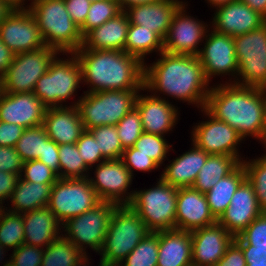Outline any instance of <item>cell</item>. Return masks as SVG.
Wrapping results in <instances>:
<instances>
[{
    "label": "cell",
    "instance_id": "40",
    "mask_svg": "<svg viewBox=\"0 0 266 266\" xmlns=\"http://www.w3.org/2000/svg\"><path fill=\"white\" fill-rule=\"evenodd\" d=\"M173 146L164 136L143 132L133 147L138 149V153H143L163 167L170 151H175Z\"/></svg>",
    "mask_w": 266,
    "mask_h": 266
},
{
    "label": "cell",
    "instance_id": "53",
    "mask_svg": "<svg viewBox=\"0 0 266 266\" xmlns=\"http://www.w3.org/2000/svg\"><path fill=\"white\" fill-rule=\"evenodd\" d=\"M214 266H246L242 248L233 240L224 256Z\"/></svg>",
    "mask_w": 266,
    "mask_h": 266
},
{
    "label": "cell",
    "instance_id": "57",
    "mask_svg": "<svg viewBox=\"0 0 266 266\" xmlns=\"http://www.w3.org/2000/svg\"><path fill=\"white\" fill-rule=\"evenodd\" d=\"M266 19V0H241Z\"/></svg>",
    "mask_w": 266,
    "mask_h": 266
},
{
    "label": "cell",
    "instance_id": "15",
    "mask_svg": "<svg viewBox=\"0 0 266 266\" xmlns=\"http://www.w3.org/2000/svg\"><path fill=\"white\" fill-rule=\"evenodd\" d=\"M204 40L198 58L207 80L211 83L212 78L220 77V83L235 84L238 75V61L233 37L209 29ZM226 76L229 77V80ZM222 77H225L226 80H222Z\"/></svg>",
    "mask_w": 266,
    "mask_h": 266
},
{
    "label": "cell",
    "instance_id": "21",
    "mask_svg": "<svg viewBox=\"0 0 266 266\" xmlns=\"http://www.w3.org/2000/svg\"><path fill=\"white\" fill-rule=\"evenodd\" d=\"M192 266H214L225 254L234 237L218 222L190 231Z\"/></svg>",
    "mask_w": 266,
    "mask_h": 266
},
{
    "label": "cell",
    "instance_id": "48",
    "mask_svg": "<svg viewBox=\"0 0 266 266\" xmlns=\"http://www.w3.org/2000/svg\"><path fill=\"white\" fill-rule=\"evenodd\" d=\"M43 253L44 248L24 243L6 256L15 266H41Z\"/></svg>",
    "mask_w": 266,
    "mask_h": 266
},
{
    "label": "cell",
    "instance_id": "61",
    "mask_svg": "<svg viewBox=\"0 0 266 266\" xmlns=\"http://www.w3.org/2000/svg\"><path fill=\"white\" fill-rule=\"evenodd\" d=\"M207 5H208V8L210 6V8H217L218 6H222V5H225L231 1H235V0H204Z\"/></svg>",
    "mask_w": 266,
    "mask_h": 266
},
{
    "label": "cell",
    "instance_id": "32",
    "mask_svg": "<svg viewBox=\"0 0 266 266\" xmlns=\"http://www.w3.org/2000/svg\"><path fill=\"white\" fill-rule=\"evenodd\" d=\"M241 162L230 155H209L192 185L202 193L208 192L220 179L232 173Z\"/></svg>",
    "mask_w": 266,
    "mask_h": 266
},
{
    "label": "cell",
    "instance_id": "36",
    "mask_svg": "<svg viewBox=\"0 0 266 266\" xmlns=\"http://www.w3.org/2000/svg\"><path fill=\"white\" fill-rule=\"evenodd\" d=\"M60 178L83 179L87 178L90 168L81 158L76 144L58 145Z\"/></svg>",
    "mask_w": 266,
    "mask_h": 266
},
{
    "label": "cell",
    "instance_id": "50",
    "mask_svg": "<svg viewBox=\"0 0 266 266\" xmlns=\"http://www.w3.org/2000/svg\"><path fill=\"white\" fill-rule=\"evenodd\" d=\"M67 12L80 28L87 17L91 0H64Z\"/></svg>",
    "mask_w": 266,
    "mask_h": 266
},
{
    "label": "cell",
    "instance_id": "10",
    "mask_svg": "<svg viewBox=\"0 0 266 266\" xmlns=\"http://www.w3.org/2000/svg\"><path fill=\"white\" fill-rule=\"evenodd\" d=\"M233 39L238 61L235 84L261 88L266 83V23Z\"/></svg>",
    "mask_w": 266,
    "mask_h": 266
},
{
    "label": "cell",
    "instance_id": "34",
    "mask_svg": "<svg viewBox=\"0 0 266 266\" xmlns=\"http://www.w3.org/2000/svg\"><path fill=\"white\" fill-rule=\"evenodd\" d=\"M88 258L62 235L44 248L41 266H81Z\"/></svg>",
    "mask_w": 266,
    "mask_h": 266
},
{
    "label": "cell",
    "instance_id": "60",
    "mask_svg": "<svg viewBox=\"0 0 266 266\" xmlns=\"http://www.w3.org/2000/svg\"><path fill=\"white\" fill-rule=\"evenodd\" d=\"M12 7L6 2L0 0V25L2 24L5 17L12 11Z\"/></svg>",
    "mask_w": 266,
    "mask_h": 266
},
{
    "label": "cell",
    "instance_id": "51",
    "mask_svg": "<svg viewBox=\"0 0 266 266\" xmlns=\"http://www.w3.org/2000/svg\"><path fill=\"white\" fill-rule=\"evenodd\" d=\"M37 160L45 163L58 175V178H60L59 151L56 142L48 138L44 142L43 155H40Z\"/></svg>",
    "mask_w": 266,
    "mask_h": 266
},
{
    "label": "cell",
    "instance_id": "19",
    "mask_svg": "<svg viewBox=\"0 0 266 266\" xmlns=\"http://www.w3.org/2000/svg\"><path fill=\"white\" fill-rule=\"evenodd\" d=\"M209 21L214 32L231 37L248 33L260 28L266 19L241 0L231 1L218 6Z\"/></svg>",
    "mask_w": 266,
    "mask_h": 266
},
{
    "label": "cell",
    "instance_id": "54",
    "mask_svg": "<svg viewBox=\"0 0 266 266\" xmlns=\"http://www.w3.org/2000/svg\"><path fill=\"white\" fill-rule=\"evenodd\" d=\"M19 178V174L0 171V204L6 205L9 201Z\"/></svg>",
    "mask_w": 266,
    "mask_h": 266
},
{
    "label": "cell",
    "instance_id": "11",
    "mask_svg": "<svg viewBox=\"0 0 266 266\" xmlns=\"http://www.w3.org/2000/svg\"><path fill=\"white\" fill-rule=\"evenodd\" d=\"M62 54L45 46L36 51L15 54V57L0 78L2 92H33L35 84L45 74L54 60Z\"/></svg>",
    "mask_w": 266,
    "mask_h": 266
},
{
    "label": "cell",
    "instance_id": "12",
    "mask_svg": "<svg viewBox=\"0 0 266 266\" xmlns=\"http://www.w3.org/2000/svg\"><path fill=\"white\" fill-rule=\"evenodd\" d=\"M100 202L88 178H58L52 186L48 208L63 224L66 220L94 208Z\"/></svg>",
    "mask_w": 266,
    "mask_h": 266
},
{
    "label": "cell",
    "instance_id": "64",
    "mask_svg": "<svg viewBox=\"0 0 266 266\" xmlns=\"http://www.w3.org/2000/svg\"><path fill=\"white\" fill-rule=\"evenodd\" d=\"M93 261L92 259H91V257H88L83 263H82V265L81 266H90V264H91V261ZM97 264H99L98 266H101V260L97 263Z\"/></svg>",
    "mask_w": 266,
    "mask_h": 266
},
{
    "label": "cell",
    "instance_id": "25",
    "mask_svg": "<svg viewBox=\"0 0 266 266\" xmlns=\"http://www.w3.org/2000/svg\"><path fill=\"white\" fill-rule=\"evenodd\" d=\"M190 149L179 154L163 168L159 177L169 185L176 188L192 187L200 169L204 166L209 154L191 142Z\"/></svg>",
    "mask_w": 266,
    "mask_h": 266
},
{
    "label": "cell",
    "instance_id": "43",
    "mask_svg": "<svg viewBox=\"0 0 266 266\" xmlns=\"http://www.w3.org/2000/svg\"><path fill=\"white\" fill-rule=\"evenodd\" d=\"M115 126L123 149L133 147L143 133L141 116L136 107L129 111Z\"/></svg>",
    "mask_w": 266,
    "mask_h": 266
},
{
    "label": "cell",
    "instance_id": "1",
    "mask_svg": "<svg viewBox=\"0 0 266 266\" xmlns=\"http://www.w3.org/2000/svg\"><path fill=\"white\" fill-rule=\"evenodd\" d=\"M157 57L144 64V87L164 100H180L198 110L204 109L212 85L198 56L163 51Z\"/></svg>",
    "mask_w": 266,
    "mask_h": 266
},
{
    "label": "cell",
    "instance_id": "6",
    "mask_svg": "<svg viewBox=\"0 0 266 266\" xmlns=\"http://www.w3.org/2000/svg\"><path fill=\"white\" fill-rule=\"evenodd\" d=\"M150 231L139 215L129 206L114 209L101 251L100 260L119 265Z\"/></svg>",
    "mask_w": 266,
    "mask_h": 266
},
{
    "label": "cell",
    "instance_id": "2",
    "mask_svg": "<svg viewBox=\"0 0 266 266\" xmlns=\"http://www.w3.org/2000/svg\"><path fill=\"white\" fill-rule=\"evenodd\" d=\"M213 84L204 109L235 129L244 141L254 138L259 142L265 125L266 92L234 83Z\"/></svg>",
    "mask_w": 266,
    "mask_h": 266
},
{
    "label": "cell",
    "instance_id": "20",
    "mask_svg": "<svg viewBox=\"0 0 266 266\" xmlns=\"http://www.w3.org/2000/svg\"><path fill=\"white\" fill-rule=\"evenodd\" d=\"M46 107L33 92L0 94V121L23 128L44 124Z\"/></svg>",
    "mask_w": 266,
    "mask_h": 266
},
{
    "label": "cell",
    "instance_id": "41",
    "mask_svg": "<svg viewBox=\"0 0 266 266\" xmlns=\"http://www.w3.org/2000/svg\"><path fill=\"white\" fill-rule=\"evenodd\" d=\"M117 0H101L92 1L86 20L80 27L82 36L84 37L90 30L101 26L108 20L115 18L122 12Z\"/></svg>",
    "mask_w": 266,
    "mask_h": 266
},
{
    "label": "cell",
    "instance_id": "16",
    "mask_svg": "<svg viewBox=\"0 0 266 266\" xmlns=\"http://www.w3.org/2000/svg\"><path fill=\"white\" fill-rule=\"evenodd\" d=\"M188 1L174 14L166 36L163 39L164 51L170 54L198 56L210 24L199 20L188 12ZM188 6V7H187ZM200 46V47H199Z\"/></svg>",
    "mask_w": 266,
    "mask_h": 266
},
{
    "label": "cell",
    "instance_id": "52",
    "mask_svg": "<svg viewBox=\"0 0 266 266\" xmlns=\"http://www.w3.org/2000/svg\"><path fill=\"white\" fill-rule=\"evenodd\" d=\"M25 128L0 121V146L15 147Z\"/></svg>",
    "mask_w": 266,
    "mask_h": 266
},
{
    "label": "cell",
    "instance_id": "58",
    "mask_svg": "<svg viewBox=\"0 0 266 266\" xmlns=\"http://www.w3.org/2000/svg\"><path fill=\"white\" fill-rule=\"evenodd\" d=\"M157 1L159 0H117L122 10H124L125 8L131 5L147 4V3L157 2Z\"/></svg>",
    "mask_w": 266,
    "mask_h": 266
},
{
    "label": "cell",
    "instance_id": "14",
    "mask_svg": "<svg viewBox=\"0 0 266 266\" xmlns=\"http://www.w3.org/2000/svg\"><path fill=\"white\" fill-rule=\"evenodd\" d=\"M87 178L101 201L115 203L118 206L130 204L134 195L131 187L135 177L122 159L99 163L90 168Z\"/></svg>",
    "mask_w": 266,
    "mask_h": 266
},
{
    "label": "cell",
    "instance_id": "66",
    "mask_svg": "<svg viewBox=\"0 0 266 266\" xmlns=\"http://www.w3.org/2000/svg\"><path fill=\"white\" fill-rule=\"evenodd\" d=\"M261 88L266 92V83Z\"/></svg>",
    "mask_w": 266,
    "mask_h": 266
},
{
    "label": "cell",
    "instance_id": "23",
    "mask_svg": "<svg viewBox=\"0 0 266 266\" xmlns=\"http://www.w3.org/2000/svg\"><path fill=\"white\" fill-rule=\"evenodd\" d=\"M216 222L204 193L193 187L178 188L175 229L192 231Z\"/></svg>",
    "mask_w": 266,
    "mask_h": 266
},
{
    "label": "cell",
    "instance_id": "24",
    "mask_svg": "<svg viewBox=\"0 0 266 266\" xmlns=\"http://www.w3.org/2000/svg\"><path fill=\"white\" fill-rule=\"evenodd\" d=\"M184 2L185 0H159L153 3L131 5L123 11L127 14L129 23L153 30L164 39L174 14Z\"/></svg>",
    "mask_w": 266,
    "mask_h": 266
},
{
    "label": "cell",
    "instance_id": "7",
    "mask_svg": "<svg viewBox=\"0 0 266 266\" xmlns=\"http://www.w3.org/2000/svg\"><path fill=\"white\" fill-rule=\"evenodd\" d=\"M156 182L147 189L135 188L129 206L144 221L150 232L174 230L178 188L160 177Z\"/></svg>",
    "mask_w": 266,
    "mask_h": 266
},
{
    "label": "cell",
    "instance_id": "18",
    "mask_svg": "<svg viewBox=\"0 0 266 266\" xmlns=\"http://www.w3.org/2000/svg\"><path fill=\"white\" fill-rule=\"evenodd\" d=\"M172 103H174L173 100L172 102L164 100L143 87L137 96L135 105L141 116L143 132L164 137L167 136L166 134L170 135L180 121L181 111L177 105Z\"/></svg>",
    "mask_w": 266,
    "mask_h": 266
},
{
    "label": "cell",
    "instance_id": "39",
    "mask_svg": "<svg viewBox=\"0 0 266 266\" xmlns=\"http://www.w3.org/2000/svg\"><path fill=\"white\" fill-rule=\"evenodd\" d=\"M48 138L43 125L26 128L16 143L15 149L24 162L36 160L43 155L44 142Z\"/></svg>",
    "mask_w": 266,
    "mask_h": 266
},
{
    "label": "cell",
    "instance_id": "27",
    "mask_svg": "<svg viewBox=\"0 0 266 266\" xmlns=\"http://www.w3.org/2000/svg\"><path fill=\"white\" fill-rule=\"evenodd\" d=\"M129 26L128 16L122 11L115 18L90 30L83 37V43L79 49L118 50L125 52Z\"/></svg>",
    "mask_w": 266,
    "mask_h": 266
},
{
    "label": "cell",
    "instance_id": "29",
    "mask_svg": "<svg viewBox=\"0 0 266 266\" xmlns=\"http://www.w3.org/2000/svg\"><path fill=\"white\" fill-rule=\"evenodd\" d=\"M157 266H192L190 231H159Z\"/></svg>",
    "mask_w": 266,
    "mask_h": 266
},
{
    "label": "cell",
    "instance_id": "55",
    "mask_svg": "<svg viewBox=\"0 0 266 266\" xmlns=\"http://www.w3.org/2000/svg\"><path fill=\"white\" fill-rule=\"evenodd\" d=\"M242 248L246 266H266V250L252 249V245H239Z\"/></svg>",
    "mask_w": 266,
    "mask_h": 266
},
{
    "label": "cell",
    "instance_id": "9",
    "mask_svg": "<svg viewBox=\"0 0 266 266\" xmlns=\"http://www.w3.org/2000/svg\"><path fill=\"white\" fill-rule=\"evenodd\" d=\"M117 206L115 203L101 201L85 213L66 220L61 227L62 236L86 256L92 257L87 249L98 254L103 246L111 216Z\"/></svg>",
    "mask_w": 266,
    "mask_h": 266
},
{
    "label": "cell",
    "instance_id": "42",
    "mask_svg": "<svg viewBox=\"0 0 266 266\" xmlns=\"http://www.w3.org/2000/svg\"><path fill=\"white\" fill-rule=\"evenodd\" d=\"M88 131L95 138L105 160L122 158L124 149L115 125H102Z\"/></svg>",
    "mask_w": 266,
    "mask_h": 266
},
{
    "label": "cell",
    "instance_id": "65",
    "mask_svg": "<svg viewBox=\"0 0 266 266\" xmlns=\"http://www.w3.org/2000/svg\"><path fill=\"white\" fill-rule=\"evenodd\" d=\"M101 266H119V265H107L103 261H101Z\"/></svg>",
    "mask_w": 266,
    "mask_h": 266
},
{
    "label": "cell",
    "instance_id": "26",
    "mask_svg": "<svg viewBox=\"0 0 266 266\" xmlns=\"http://www.w3.org/2000/svg\"><path fill=\"white\" fill-rule=\"evenodd\" d=\"M43 126L58 145L76 144L85 131L76 106L46 108Z\"/></svg>",
    "mask_w": 266,
    "mask_h": 266
},
{
    "label": "cell",
    "instance_id": "47",
    "mask_svg": "<svg viewBox=\"0 0 266 266\" xmlns=\"http://www.w3.org/2000/svg\"><path fill=\"white\" fill-rule=\"evenodd\" d=\"M79 154L84 160V163L92 168L99 163L105 161L99 146L89 131H84L76 142Z\"/></svg>",
    "mask_w": 266,
    "mask_h": 266
},
{
    "label": "cell",
    "instance_id": "28",
    "mask_svg": "<svg viewBox=\"0 0 266 266\" xmlns=\"http://www.w3.org/2000/svg\"><path fill=\"white\" fill-rule=\"evenodd\" d=\"M26 244L46 248L62 235V224L48 207L22 214Z\"/></svg>",
    "mask_w": 266,
    "mask_h": 266
},
{
    "label": "cell",
    "instance_id": "5",
    "mask_svg": "<svg viewBox=\"0 0 266 266\" xmlns=\"http://www.w3.org/2000/svg\"><path fill=\"white\" fill-rule=\"evenodd\" d=\"M59 55L49 70L35 84L33 93L46 108L76 106L81 96L76 93L82 85V68L74 53ZM64 55L66 57H64ZM74 96V97H73ZM73 99L74 102L68 103ZM67 103V104H66Z\"/></svg>",
    "mask_w": 266,
    "mask_h": 266
},
{
    "label": "cell",
    "instance_id": "59",
    "mask_svg": "<svg viewBox=\"0 0 266 266\" xmlns=\"http://www.w3.org/2000/svg\"><path fill=\"white\" fill-rule=\"evenodd\" d=\"M6 2L9 6H11L13 9H21L26 8L29 0H1Z\"/></svg>",
    "mask_w": 266,
    "mask_h": 266
},
{
    "label": "cell",
    "instance_id": "33",
    "mask_svg": "<svg viewBox=\"0 0 266 266\" xmlns=\"http://www.w3.org/2000/svg\"><path fill=\"white\" fill-rule=\"evenodd\" d=\"M163 51V39L156 32L130 23L125 44L127 54L137 57L145 64L149 60L147 56L152 53L158 55Z\"/></svg>",
    "mask_w": 266,
    "mask_h": 266
},
{
    "label": "cell",
    "instance_id": "38",
    "mask_svg": "<svg viewBox=\"0 0 266 266\" xmlns=\"http://www.w3.org/2000/svg\"><path fill=\"white\" fill-rule=\"evenodd\" d=\"M241 163L245 168L246 179L253 186L260 209L266 212V152L252 159L246 157Z\"/></svg>",
    "mask_w": 266,
    "mask_h": 266
},
{
    "label": "cell",
    "instance_id": "62",
    "mask_svg": "<svg viewBox=\"0 0 266 266\" xmlns=\"http://www.w3.org/2000/svg\"><path fill=\"white\" fill-rule=\"evenodd\" d=\"M258 143L262 144L263 148L265 149L263 151L266 152V107H265V125H264V130H263V134H262L261 140Z\"/></svg>",
    "mask_w": 266,
    "mask_h": 266
},
{
    "label": "cell",
    "instance_id": "49",
    "mask_svg": "<svg viewBox=\"0 0 266 266\" xmlns=\"http://www.w3.org/2000/svg\"><path fill=\"white\" fill-rule=\"evenodd\" d=\"M23 164L15 147L0 146V171L21 175Z\"/></svg>",
    "mask_w": 266,
    "mask_h": 266
},
{
    "label": "cell",
    "instance_id": "31",
    "mask_svg": "<svg viewBox=\"0 0 266 266\" xmlns=\"http://www.w3.org/2000/svg\"><path fill=\"white\" fill-rule=\"evenodd\" d=\"M246 179V172L241 163L232 173L220 179L208 192L205 193L211 214L216 220L230 205L233 194Z\"/></svg>",
    "mask_w": 266,
    "mask_h": 266
},
{
    "label": "cell",
    "instance_id": "8",
    "mask_svg": "<svg viewBox=\"0 0 266 266\" xmlns=\"http://www.w3.org/2000/svg\"><path fill=\"white\" fill-rule=\"evenodd\" d=\"M139 92L140 90L83 92L76 107L84 130L102 125H116L135 107Z\"/></svg>",
    "mask_w": 266,
    "mask_h": 266
},
{
    "label": "cell",
    "instance_id": "22",
    "mask_svg": "<svg viewBox=\"0 0 266 266\" xmlns=\"http://www.w3.org/2000/svg\"><path fill=\"white\" fill-rule=\"evenodd\" d=\"M262 213L253 186L245 179L217 222L235 238Z\"/></svg>",
    "mask_w": 266,
    "mask_h": 266
},
{
    "label": "cell",
    "instance_id": "67",
    "mask_svg": "<svg viewBox=\"0 0 266 266\" xmlns=\"http://www.w3.org/2000/svg\"><path fill=\"white\" fill-rule=\"evenodd\" d=\"M2 93V86H1V80H0V94Z\"/></svg>",
    "mask_w": 266,
    "mask_h": 266
},
{
    "label": "cell",
    "instance_id": "3",
    "mask_svg": "<svg viewBox=\"0 0 266 266\" xmlns=\"http://www.w3.org/2000/svg\"><path fill=\"white\" fill-rule=\"evenodd\" d=\"M75 56L82 68L83 92L141 90L144 64L135 56L118 50L78 49Z\"/></svg>",
    "mask_w": 266,
    "mask_h": 266
},
{
    "label": "cell",
    "instance_id": "45",
    "mask_svg": "<svg viewBox=\"0 0 266 266\" xmlns=\"http://www.w3.org/2000/svg\"><path fill=\"white\" fill-rule=\"evenodd\" d=\"M20 178L27 182L54 184L58 175L45 163L39 160L24 162Z\"/></svg>",
    "mask_w": 266,
    "mask_h": 266
},
{
    "label": "cell",
    "instance_id": "13",
    "mask_svg": "<svg viewBox=\"0 0 266 266\" xmlns=\"http://www.w3.org/2000/svg\"><path fill=\"white\" fill-rule=\"evenodd\" d=\"M199 112L205 121L199 120L191 126V142L209 155L235 156L242 162L245 155L240 152V145L245 141L237 131L226 122L215 119L205 109Z\"/></svg>",
    "mask_w": 266,
    "mask_h": 266
},
{
    "label": "cell",
    "instance_id": "30",
    "mask_svg": "<svg viewBox=\"0 0 266 266\" xmlns=\"http://www.w3.org/2000/svg\"><path fill=\"white\" fill-rule=\"evenodd\" d=\"M53 184L27 182L19 178L4 209L23 214L48 207ZM11 203V205H9ZM8 206V207H7Z\"/></svg>",
    "mask_w": 266,
    "mask_h": 266
},
{
    "label": "cell",
    "instance_id": "46",
    "mask_svg": "<svg viewBox=\"0 0 266 266\" xmlns=\"http://www.w3.org/2000/svg\"><path fill=\"white\" fill-rule=\"evenodd\" d=\"M122 161L124 162L127 169L131 172L132 176L134 177L135 171L147 173L155 172V170L162 169L154 160L150 157L144 155L143 153H138V149L134 147H129L124 149L122 155Z\"/></svg>",
    "mask_w": 266,
    "mask_h": 266
},
{
    "label": "cell",
    "instance_id": "4",
    "mask_svg": "<svg viewBox=\"0 0 266 266\" xmlns=\"http://www.w3.org/2000/svg\"><path fill=\"white\" fill-rule=\"evenodd\" d=\"M26 8L34 17L45 46L61 54L75 53L82 46L80 28L67 12L64 0H31Z\"/></svg>",
    "mask_w": 266,
    "mask_h": 266
},
{
    "label": "cell",
    "instance_id": "37",
    "mask_svg": "<svg viewBox=\"0 0 266 266\" xmlns=\"http://www.w3.org/2000/svg\"><path fill=\"white\" fill-rule=\"evenodd\" d=\"M159 231L149 232L119 266H157Z\"/></svg>",
    "mask_w": 266,
    "mask_h": 266
},
{
    "label": "cell",
    "instance_id": "17",
    "mask_svg": "<svg viewBox=\"0 0 266 266\" xmlns=\"http://www.w3.org/2000/svg\"><path fill=\"white\" fill-rule=\"evenodd\" d=\"M0 38L15 54L45 47L39 27L27 8L12 9L0 25Z\"/></svg>",
    "mask_w": 266,
    "mask_h": 266
},
{
    "label": "cell",
    "instance_id": "63",
    "mask_svg": "<svg viewBox=\"0 0 266 266\" xmlns=\"http://www.w3.org/2000/svg\"><path fill=\"white\" fill-rule=\"evenodd\" d=\"M0 264L1 266H15L6 256H0Z\"/></svg>",
    "mask_w": 266,
    "mask_h": 266
},
{
    "label": "cell",
    "instance_id": "56",
    "mask_svg": "<svg viewBox=\"0 0 266 266\" xmlns=\"http://www.w3.org/2000/svg\"><path fill=\"white\" fill-rule=\"evenodd\" d=\"M15 53L11 51L0 38V78L5 74L6 70L11 65Z\"/></svg>",
    "mask_w": 266,
    "mask_h": 266
},
{
    "label": "cell",
    "instance_id": "44",
    "mask_svg": "<svg viewBox=\"0 0 266 266\" xmlns=\"http://www.w3.org/2000/svg\"><path fill=\"white\" fill-rule=\"evenodd\" d=\"M234 241L238 245H252V249L266 250V212L254 219Z\"/></svg>",
    "mask_w": 266,
    "mask_h": 266
},
{
    "label": "cell",
    "instance_id": "35",
    "mask_svg": "<svg viewBox=\"0 0 266 266\" xmlns=\"http://www.w3.org/2000/svg\"><path fill=\"white\" fill-rule=\"evenodd\" d=\"M24 242L22 214L3 209L0 214V256H6L8 251L16 250Z\"/></svg>",
    "mask_w": 266,
    "mask_h": 266
}]
</instances>
